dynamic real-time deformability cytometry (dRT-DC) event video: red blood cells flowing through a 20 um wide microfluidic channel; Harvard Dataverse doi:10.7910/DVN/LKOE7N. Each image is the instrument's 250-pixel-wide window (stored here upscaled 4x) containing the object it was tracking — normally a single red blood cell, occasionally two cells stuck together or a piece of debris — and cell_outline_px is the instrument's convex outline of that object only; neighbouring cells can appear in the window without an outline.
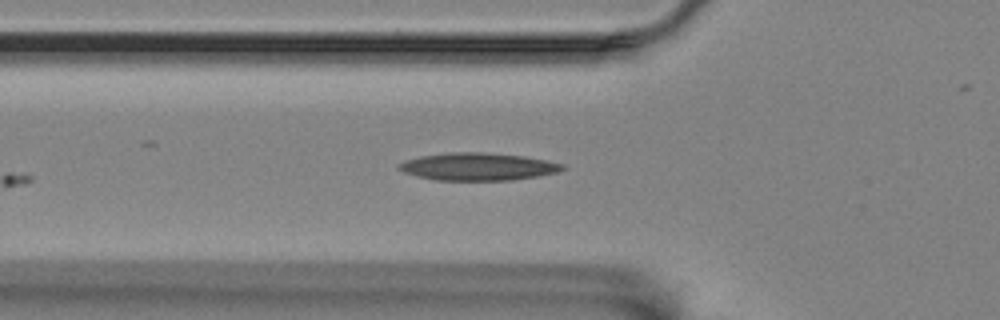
{"species": "Egyptian fruit bat (a non-hibernating species)", "species_latin": "Rousettus aegyptiacus", "temperature_condition": "room temperature", "stored_images_in_passage": 6, "camera_frame_rate_fps": 3000, "um_per_image_px": 0.085, "animal": {"sex": "female"}, "frame": {"image": 1, "passage_image": 5, "time_ms": 4.667, "image_size_px": [1000, 320], "cell_outline_px": [[568, 168], [556, 172], [536, 176], [512, 180], [436, 180], [404, 172], [396, 164], [420, 156], [452, 152], [488, 152], [524, 156], [564, 164]], "centroid_in_image_um": [40.66, 14.15], "position_along_channel_um": 85.1, "area_um2": 26.01}}